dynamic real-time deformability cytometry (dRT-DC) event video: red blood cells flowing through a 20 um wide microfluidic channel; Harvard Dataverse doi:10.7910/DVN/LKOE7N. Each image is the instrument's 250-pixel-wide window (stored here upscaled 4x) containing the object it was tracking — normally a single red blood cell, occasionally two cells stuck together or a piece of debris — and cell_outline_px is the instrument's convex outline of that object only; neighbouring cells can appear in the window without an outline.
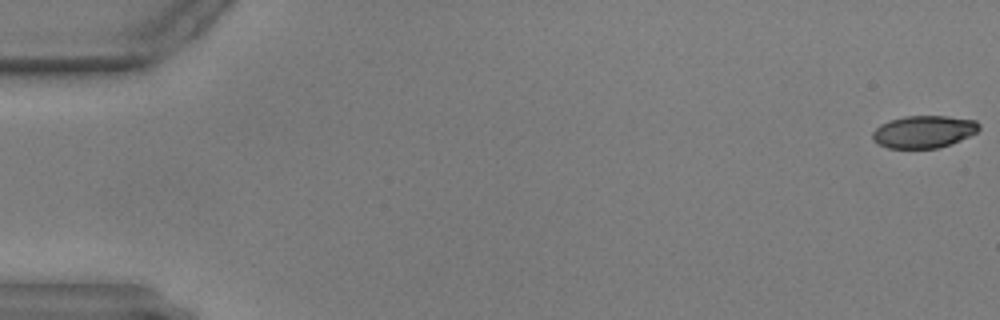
{"species": "common noctule bat (a hibernating species)", "species_latin": "Nyctalus noctula", "temperature_condition": "warm", "stored_images_in_passage": 59, "camera_frame_rate_fps": 3000, "um_per_image_px": 0.085, "animal": {"sex": "male", "body_mass_g": 17.9, "forearm_length_mm": 54.2}, "frame": {"image": 1, "passage_image": 1, "time_ms": 0.0, "image_size_px": [1000, 320], "cell_outline_px": [[980, 128], [976, 132], [952, 144], [936, 148], [888, 148], [876, 144], [872, 140], [872, 132], [880, 124], [888, 120], [904, 116], [948, 116], [976, 120], [980, 124]], "centroid_in_image_um": [78.49, 11.19], "position_along_channel_um": 6.5, "area_um2": 20.29}}
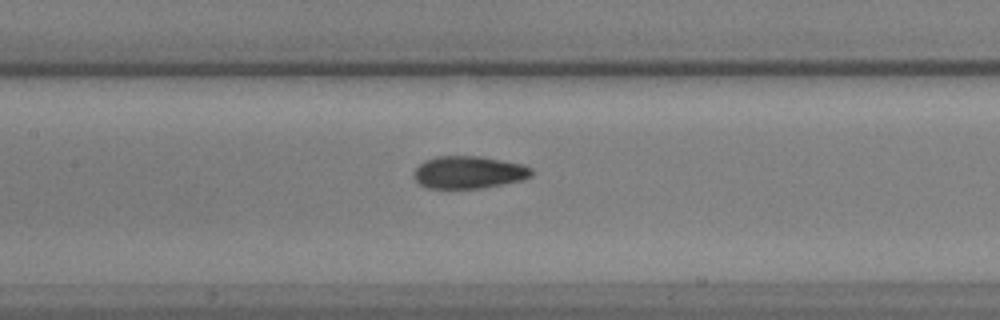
{"frame": {"image": 2, "passage_image": 28, "time_ms": 9.0, "image_size_px": [1000, 320], "cell_outline_px": [[532, 176], [520, 180], [480, 188], [428, 188], [420, 184], [412, 176], [412, 172], [424, 160], [436, 156], [480, 156], [524, 164], [532, 168]], "centroid_in_image_um": [39.82, 14.63], "position_along_channel_um": 167.6, "area_um2": 22.25}}
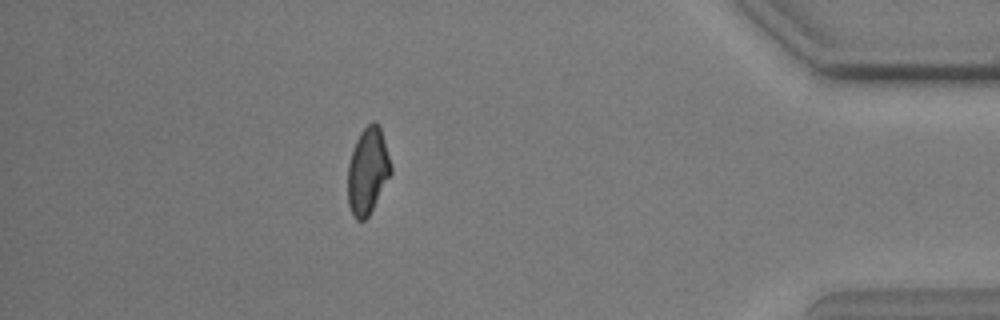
{"frame": {"image": 3, "passage_image": 52, "time_ms": 17.0, "image_size_px": [1000, 320], "cell_outline_px": [[392, 172], [368, 216], [364, 220], [356, 220], [352, 216], [348, 204], [348, 164], [356, 140], [360, 132], [372, 120], [376, 120], [380, 124], [392, 168]], "centroid_in_image_um": [31.25, 14.5], "position_along_channel_um": 403.9, "area_um2": 21.73}}